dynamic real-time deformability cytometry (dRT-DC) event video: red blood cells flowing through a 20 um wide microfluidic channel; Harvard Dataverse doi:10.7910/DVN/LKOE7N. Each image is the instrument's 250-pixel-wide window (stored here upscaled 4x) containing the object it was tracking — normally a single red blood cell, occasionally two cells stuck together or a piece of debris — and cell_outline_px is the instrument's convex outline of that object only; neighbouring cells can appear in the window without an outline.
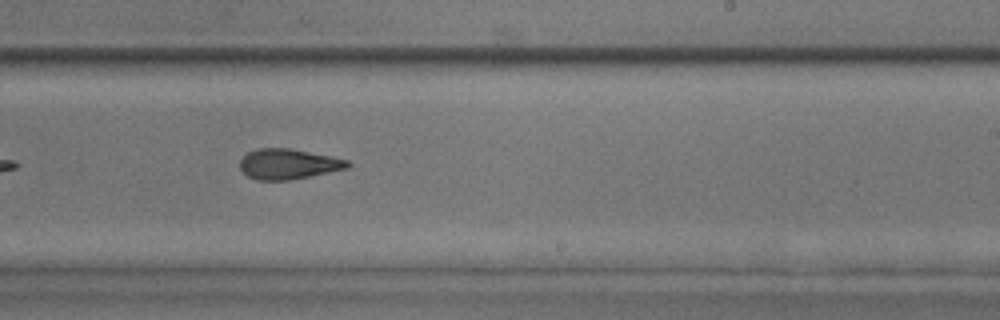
{"species": "common noctule bat (a hibernating species)", "species_latin": "Nyctalus noctula", "temperature_condition": "room temperature", "stored_images_in_passage": 33, "camera_frame_rate_fps": 3000, "um_per_image_px": 0.085, "animal": {"sex": "male", "body_mass_g": 17.9, "forearm_length_mm": 54.2}, "frame": {"image": 1, "passage_image": 15, "time_ms": 4.667, "image_size_px": [1000, 320], "cell_outline_px": [[352, 164], [348, 168], [288, 180], [256, 180], [248, 176], [240, 168], [240, 160], [248, 152], [256, 148], [288, 148], [348, 160]], "centroid_in_image_um": [24.47, 13.94], "position_along_channel_um": 264.5, "area_um2": 18.73}}